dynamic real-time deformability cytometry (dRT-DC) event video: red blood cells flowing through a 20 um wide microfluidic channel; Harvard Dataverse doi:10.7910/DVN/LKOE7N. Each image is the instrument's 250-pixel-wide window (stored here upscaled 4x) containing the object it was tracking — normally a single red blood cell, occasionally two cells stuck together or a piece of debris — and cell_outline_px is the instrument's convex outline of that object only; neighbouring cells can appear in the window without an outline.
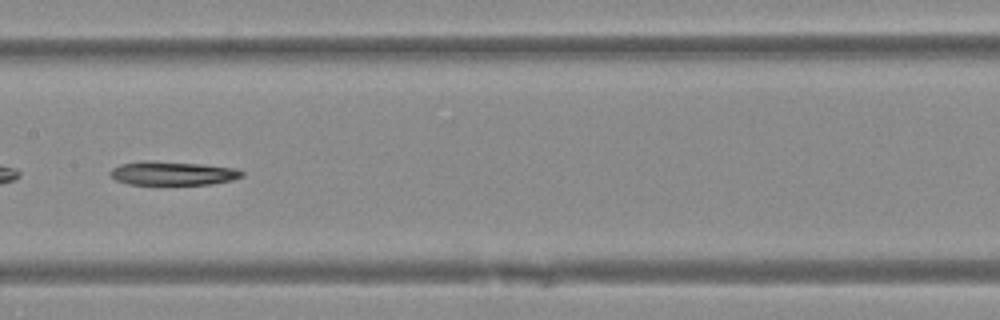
{"species": "Egyptian fruit bat (a non-hibernating species)", "species_latin": "Rousettus aegyptiacus", "temperature_condition": "warm", "stored_images_in_passage": 32, "camera_frame_rate_fps": 3000, "um_per_image_px": 0.085, "animal": {"sex": "female"}, "frame": {"image": 1, "passage_image": 10, "time_ms": 3.0, "image_size_px": [1000, 320], "cell_outline_px": [[244, 176], [232, 180], [212, 184], [128, 184], [116, 180], [108, 172], [112, 168], [120, 164], [140, 160], [152, 160], [200, 164], [236, 168], [244, 172]], "centroid_in_image_um": [14.66, 14.71], "position_along_channel_um": 192.7, "area_um2": 18.38}}
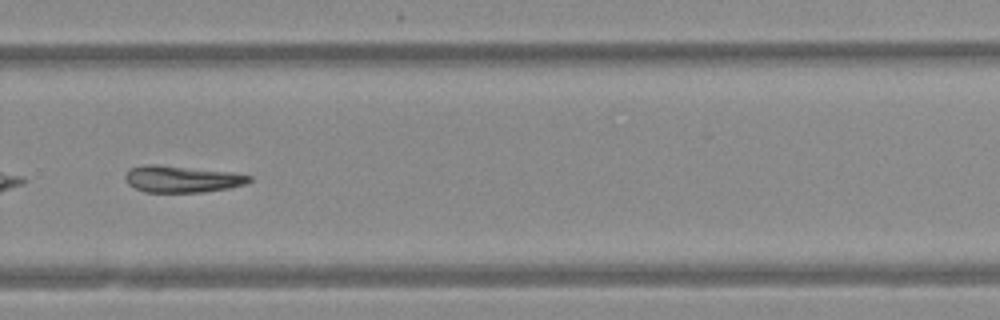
{"frame": {"image": 2, "passage_image": 19, "time_ms": 6.0, "image_size_px": [1000, 320], "cell_outline_px": [[252, 180], [244, 184], [228, 188], [204, 192], [144, 192], [128, 184], [124, 180], [124, 176], [128, 168], [144, 164], [156, 164], [236, 172], [252, 176]], "centroid_in_image_um": [15.44, 15.2], "position_along_channel_um": 314.4, "area_um2": 19.59}}